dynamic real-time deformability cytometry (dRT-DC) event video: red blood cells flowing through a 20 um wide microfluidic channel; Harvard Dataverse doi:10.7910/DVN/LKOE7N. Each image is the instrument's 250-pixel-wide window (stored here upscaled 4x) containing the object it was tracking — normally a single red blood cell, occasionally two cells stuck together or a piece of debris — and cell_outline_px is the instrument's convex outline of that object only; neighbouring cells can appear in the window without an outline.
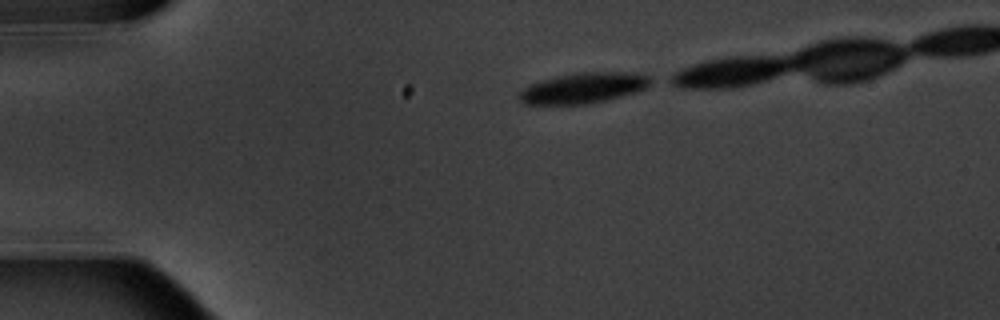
{"species": "common noctule bat (a hibernating species)", "species_latin": "Nyctalus noctula", "temperature_condition": "warm", "stored_images_in_passage": 5, "camera_frame_rate_fps": 3000, "um_per_image_px": 0.085, "animal": {"sex": "male", "body_mass_g": 20.1, "forearm_length_mm": 53.5}, "frame": {"image": 1, "passage_image": 1, "time_ms": 0.0, "image_size_px": [1000, 320], "cell_outline_px": [[656, 80], [644, 88], [636, 92], [604, 100], [584, 104], [524, 104], [516, 96], [528, 84], [540, 80], [556, 76], [580, 72], [636, 72], [648, 76]], "centroid_in_image_um": [49.58, 7.46], "position_along_channel_um": 35.4, "area_um2": 23.47}}